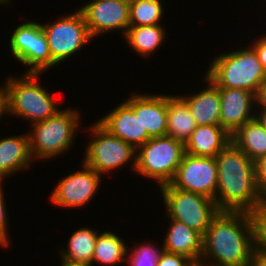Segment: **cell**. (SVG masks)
Masks as SVG:
<instances>
[{
	"mask_svg": "<svg viewBox=\"0 0 266 266\" xmlns=\"http://www.w3.org/2000/svg\"><path fill=\"white\" fill-rule=\"evenodd\" d=\"M157 266H197L190 258L187 256L170 253L162 251Z\"/></svg>",
	"mask_w": 266,
	"mask_h": 266,
	"instance_id": "f546056e",
	"label": "cell"
},
{
	"mask_svg": "<svg viewBox=\"0 0 266 266\" xmlns=\"http://www.w3.org/2000/svg\"><path fill=\"white\" fill-rule=\"evenodd\" d=\"M255 119L266 130V108H256Z\"/></svg>",
	"mask_w": 266,
	"mask_h": 266,
	"instance_id": "d590c367",
	"label": "cell"
},
{
	"mask_svg": "<svg viewBox=\"0 0 266 266\" xmlns=\"http://www.w3.org/2000/svg\"><path fill=\"white\" fill-rule=\"evenodd\" d=\"M11 3H12L11 0H0V5H3V4L4 5L9 4L10 5Z\"/></svg>",
	"mask_w": 266,
	"mask_h": 266,
	"instance_id": "74e56055",
	"label": "cell"
},
{
	"mask_svg": "<svg viewBox=\"0 0 266 266\" xmlns=\"http://www.w3.org/2000/svg\"><path fill=\"white\" fill-rule=\"evenodd\" d=\"M231 142L253 161L266 154V130L256 119L237 129Z\"/></svg>",
	"mask_w": 266,
	"mask_h": 266,
	"instance_id": "d4e9b609",
	"label": "cell"
},
{
	"mask_svg": "<svg viewBox=\"0 0 266 266\" xmlns=\"http://www.w3.org/2000/svg\"><path fill=\"white\" fill-rule=\"evenodd\" d=\"M219 211L251 213L262 200L256 183L255 162L230 142L216 157Z\"/></svg>",
	"mask_w": 266,
	"mask_h": 266,
	"instance_id": "7a4b0ae2",
	"label": "cell"
},
{
	"mask_svg": "<svg viewBox=\"0 0 266 266\" xmlns=\"http://www.w3.org/2000/svg\"><path fill=\"white\" fill-rule=\"evenodd\" d=\"M129 98L106 113L97 122L111 135L131 144L135 149L144 145L150 137L140 122V92L129 94Z\"/></svg>",
	"mask_w": 266,
	"mask_h": 266,
	"instance_id": "7c38bea8",
	"label": "cell"
},
{
	"mask_svg": "<svg viewBox=\"0 0 266 266\" xmlns=\"http://www.w3.org/2000/svg\"><path fill=\"white\" fill-rule=\"evenodd\" d=\"M81 170L62 177L49 195L54 206L67 209L86 207L101 187L102 176L83 161Z\"/></svg>",
	"mask_w": 266,
	"mask_h": 266,
	"instance_id": "8fae6325",
	"label": "cell"
},
{
	"mask_svg": "<svg viewBox=\"0 0 266 266\" xmlns=\"http://www.w3.org/2000/svg\"><path fill=\"white\" fill-rule=\"evenodd\" d=\"M123 238L119 237L115 231H103L98 233L95 242V249L90 266L98 263L103 266H114L126 263L127 251L129 248Z\"/></svg>",
	"mask_w": 266,
	"mask_h": 266,
	"instance_id": "cb8c5ba5",
	"label": "cell"
},
{
	"mask_svg": "<svg viewBox=\"0 0 266 266\" xmlns=\"http://www.w3.org/2000/svg\"><path fill=\"white\" fill-rule=\"evenodd\" d=\"M163 24L129 27L124 39L133 52L143 58H149L163 43L166 36Z\"/></svg>",
	"mask_w": 266,
	"mask_h": 266,
	"instance_id": "603a6c76",
	"label": "cell"
},
{
	"mask_svg": "<svg viewBox=\"0 0 266 266\" xmlns=\"http://www.w3.org/2000/svg\"><path fill=\"white\" fill-rule=\"evenodd\" d=\"M250 45L256 51L263 70L266 73V34L264 33V35L258 36L257 39L255 38Z\"/></svg>",
	"mask_w": 266,
	"mask_h": 266,
	"instance_id": "1f68e13d",
	"label": "cell"
},
{
	"mask_svg": "<svg viewBox=\"0 0 266 266\" xmlns=\"http://www.w3.org/2000/svg\"><path fill=\"white\" fill-rule=\"evenodd\" d=\"M203 82L208 84L203 90L189 96H179L186 102L197 126L220 125L219 88L206 76Z\"/></svg>",
	"mask_w": 266,
	"mask_h": 266,
	"instance_id": "e0dca14e",
	"label": "cell"
},
{
	"mask_svg": "<svg viewBox=\"0 0 266 266\" xmlns=\"http://www.w3.org/2000/svg\"><path fill=\"white\" fill-rule=\"evenodd\" d=\"M91 131V141L86 145L83 162L94 169L102 177L103 174L115 172L127 163L133 171L136 166V149L129 143L111 135L97 121L92 123L85 131Z\"/></svg>",
	"mask_w": 266,
	"mask_h": 266,
	"instance_id": "52a82bcc",
	"label": "cell"
},
{
	"mask_svg": "<svg viewBox=\"0 0 266 266\" xmlns=\"http://www.w3.org/2000/svg\"><path fill=\"white\" fill-rule=\"evenodd\" d=\"M158 247V248H157ZM150 242L138 244L127 251L126 265L129 266H157L163 248ZM133 249V250H132ZM132 252V253H131ZM130 253V254H129Z\"/></svg>",
	"mask_w": 266,
	"mask_h": 266,
	"instance_id": "4316f807",
	"label": "cell"
},
{
	"mask_svg": "<svg viewBox=\"0 0 266 266\" xmlns=\"http://www.w3.org/2000/svg\"><path fill=\"white\" fill-rule=\"evenodd\" d=\"M230 142L231 135L220 125H201L184 145L190 155L215 158Z\"/></svg>",
	"mask_w": 266,
	"mask_h": 266,
	"instance_id": "d6986e66",
	"label": "cell"
},
{
	"mask_svg": "<svg viewBox=\"0 0 266 266\" xmlns=\"http://www.w3.org/2000/svg\"><path fill=\"white\" fill-rule=\"evenodd\" d=\"M250 214L254 225L256 248L266 252V199H262Z\"/></svg>",
	"mask_w": 266,
	"mask_h": 266,
	"instance_id": "83f0119b",
	"label": "cell"
},
{
	"mask_svg": "<svg viewBox=\"0 0 266 266\" xmlns=\"http://www.w3.org/2000/svg\"><path fill=\"white\" fill-rule=\"evenodd\" d=\"M4 181H0V248L10 246V234L9 232V223L8 221V213H7V205L6 200L4 198Z\"/></svg>",
	"mask_w": 266,
	"mask_h": 266,
	"instance_id": "f1b7e54d",
	"label": "cell"
},
{
	"mask_svg": "<svg viewBox=\"0 0 266 266\" xmlns=\"http://www.w3.org/2000/svg\"><path fill=\"white\" fill-rule=\"evenodd\" d=\"M13 58L28 67L24 73H45L52 68V57L41 23L31 20L21 23L9 39Z\"/></svg>",
	"mask_w": 266,
	"mask_h": 266,
	"instance_id": "30bf717a",
	"label": "cell"
},
{
	"mask_svg": "<svg viewBox=\"0 0 266 266\" xmlns=\"http://www.w3.org/2000/svg\"><path fill=\"white\" fill-rule=\"evenodd\" d=\"M26 134L6 136L0 139V181L31 168L34 160Z\"/></svg>",
	"mask_w": 266,
	"mask_h": 266,
	"instance_id": "2e32d148",
	"label": "cell"
},
{
	"mask_svg": "<svg viewBox=\"0 0 266 266\" xmlns=\"http://www.w3.org/2000/svg\"><path fill=\"white\" fill-rule=\"evenodd\" d=\"M220 126L230 135L255 119L256 95L245 89L219 88Z\"/></svg>",
	"mask_w": 266,
	"mask_h": 266,
	"instance_id": "9a60e30c",
	"label": "cell"
},
{
	"mask_svg": "<svg viewBox=\"0 0 266 266\" xmlns=\"http://www.w3.org/2000/svg\"><path fill=\"white\" fill-rule=\"evenodd\" d=\"M63 108L54 116L44 121L31 124L27 132L29 148L33 160H49L60 157L66 151L71 150L77 138V129L81 122L79 110ZM31 131V132H30Z\"/></svg>",
	"mask_w": 266,
	"mask_h": 266,
	"instance_id": "5b68a950",
	"label": "cell"
},
{
	"mask_svg": "<svg viewBox=\"0 0 266 266\" xmlns=\"http://www.w3.org/2000/svg\"><path fill=\"white\" fill-rule=\"evenodd\" d=\"M140 122L150 138L167 132V94L140 93Z\"/></svg>",
	"mask_w": 266,
	"mask_h": 266,
	"instance_id": "ffe728a7",
	"label": "cell"
},
{
	"mask_svg": "<svg viewBox=\"0 0 266 266\" xmlns=\"http://www.w3.org/2000/svg\"><path fill=\"white\" fill-rule=\"evenodd\" d=\"M173 187L206 196L215 201L217 164L213 157L184 153L174 179Z\"/></svg>",
	"mask_w": 266,
	"mask_h": 266,
	"instance_id": "4fadbf2b",
	"label": "cell"
},
{
	"mask_svg": "<svg viewBox=\"0 0 266 266\" xmlns=\"http://www.w3.org/2000/svg\"><path fill=\"white\" fill-rule=\"evenodd\" d=\"M257 106L256 108H266V80L260 87L259 93L256 96Z\"/></svg>",
	"mask_w": 266,
	"mask_h": 266,
	"instance_id": "e575fe53",
	"label": "cell"
},
{
	"mask_svg": "<svg viewBox=\"0 0 266 266\" xmlns=\"http://www.w3.org/2000/svg\"><path fill=\"white\" fill-rule=\"evenodd\" d=\"M164 0H130L129 27L162 24Z\"/></svg>",
	"mask_w": 266,
	"mask_h": 266,
	"instance_id": "484cf974",
	"label": "cell"
},
{
	"mask_svg": "<svg viewBox=\"0 0 266 266\" xmlns=\"http://www.w3.org/2000/svg\"><path fill=\"white\" fill-rule=\"evenodd\" d=\"M254 162L257 188L262 199H266V154Z\"/></svg>",
	"mask_w": 266,
	"mask_h": 266,
	"instance_id": "4dcf8cb0",
	"label": "cell"
},
{
	"mask_svg": "<svg viewBox=\"0 0 266 266\" xmlns=\"http://www.w3.org/2000/svg\"><path fill=\"white\" fill-rule=\"evenodd\" d=\"M248 266H266V252L256 248L252 253Z\"/></svg>",
	"mask_w": 266,
	"mask_h": 266,
	"instance_id": "d6a6232c",
	"label": "cell"
},
{
	"mask_svg": "<svg viewBox=\"0 0 266 266\" xmlns=\"http://www.w3.org/2000/svg\"><path fill=\"white\" fill-rule=\"evenodd\" d=\"M185 153L182 141L170 136L150 138L136 149L137 174L153 179L157 187L170 184Z\"/></svg>",
	"mask_w": 266,
	"mask_h": 266,
	"instance_id": "8992f818",
	"label": "cell"
},
{
	"mask_svg": "<svg viewBox=\"0 0 266 266\" xmlns=\"http://www.w3.org/2000/svg\"><path fill=\"white\" fill-rule=\"evenodd\" d=\"M8 99L4 88L0 84V120L8 116Z\"/></svg>",
	"mask_w": 266,
	"mask_h": 266,
	"instance_id": "836d02e7",
	"label": "cell"
},
{
	"mask_svg": "<svg viewBox=\"0 0 266 266\" xmlns=\"http://www.w3.org/2000/svg\"><path fill=\"white\" fill-rule=\"evenodd\" d=\"M209 64L205 76L218 88L245 89L257 96L266 80L258 55L250 44L220 53Z\"/></svg>",
	"mask_w": 266,
	"mask_h": 266,
	"instance_id": "277c9868",
	"label": "cell"
},
{
	"mask_svg": "<svg viewBox=\"0 0 266 266\" xmlns=\"http://www.w3.org/2000/svg\"><path fill=\"white\" fill-rule=\"evenodd\" d=\"M60 265L61 266H87V265H78V264H69V263H66V262H60Z\"/></svg>",
	"mask_w": 266,
	"mask_h": 266,
	"instance_id": "8d00e7d4",
	"label": "cell"
},
{
	"mask_svg": "<svg viewBox=\"0 0 266 266\" xmlns=\"http://www.w3.org/2000/svg\"><path fill=\"white\" fill-rule=\"evenodd\" d=\"M98 233V230L90 227H82L74 231L68 239V245L58 252L61 261L90 266Z\"/></svg>",
	"mask_w": 266,
	"mask_h": 266,
	"instance_id": "44dd1931",
	"label": "cell"
},
{
	"mask_svg": "<svg viewBox=\"0 0 266 266\" xmlns=\"http://www.w3.org/2000/svg\"><path fill=\"white\" fill-rule=\"evenodd\" d=\"M196 126L186 102L178 94H167L166 135L185 144Z\"/></svg>",
	"mask_w": 266,
	"mask_h": 266,
	"instance_id": "7402d4cb",
	"label": "cell"
},
{
	"mask_svg": "<svg viewBox=\"0 0 266 266\" xmlns=\"http://www.w3.org/2000/svg\"><path fill=\"white\" fill-rule=\"evenodd\" d=\"M169 220V228L161 247L166 252L187 256L199 266L203 236L182 222L170 218Z\"/></svg>",
	"mask_w": 266,
	"mask_h": 266,
	"instance_id": "ac0fdd59",
	"label": "cell"
},
{
	"mask_svg": "<svg viewBox=\"0 0 266 266\" xmlns=\"http://www.w3.org/2000/svg\"><path fill=\"white\" fill-rule=\"evenodd\" d=\"M42 73H22L8 76L1 85L8 99V114L31 124L54 116L61 108L40 82ZM39 81V82H38Z\"/></svg>",
	"mask_w": 266,
	"mask_h": 266,
	"instance_id": "3957f363",
	"label": "cell"
},
{
	"mask_svg": "<svg viewBox=\"0 0 266 266\" xmlns=\"http://www.w3.org/2000/svg\"><path fill=\"white\" fill-rule=\"evenodd\" d=\"M166 217L186 224L202 236L212 219L220 212L213 199L173 187L171 184L159 188Z\"/></svg>",
	"mask_w": 266,
	"mask_h": 266,
	"instance_id": "ba28073f",
	"label": "cell"
},
{
	"mask_svg": "<svg viewBox=\"0 0 266 266\" xmlns=\"http://www.w3.org/2000/svg\"><path fill=\"white\" fill-rule=\"evenodd\" d=\"M255 249L251 214L220 211L203 235L199 266H248Z\"/></svg>",
	"mask_w": 266,
	"mask_h": 266,
	"instance_id": "6da1fadb",
	"label": "cell"
},
{
	"mask_svg": "<svg viewBox=\"0 0 266 266\" xmlns=\"http://www.w3.org/2000/svg\"><path fill=\"white\" fill-rule=\"evenodd\" d=\"M79 10L93 39L120 30L124 37L129 28L130 0H90Z\"/></svg>",
	"mask_w": 266,
	"mask_h": 266,
	"instance_id": "5bb4252c",
	"label": "cell"
},
{
	"mask_svg": "<svg viewBox=\"0 0 266 266\" xmlns=\"http://www.w3.org/2000/svg\"><path fill=\"white\" fill-rule=\"evenodd\" d=\"M52 57V68L75 56L86 43L94 40L81 11L62 15L55 22L41 24Z\"/></svg>",
	"mask_w": 266,
	"mask_h": 266,
	"instance_id": "9c48e42d",
	"label": "cell"
}]
</instances>
